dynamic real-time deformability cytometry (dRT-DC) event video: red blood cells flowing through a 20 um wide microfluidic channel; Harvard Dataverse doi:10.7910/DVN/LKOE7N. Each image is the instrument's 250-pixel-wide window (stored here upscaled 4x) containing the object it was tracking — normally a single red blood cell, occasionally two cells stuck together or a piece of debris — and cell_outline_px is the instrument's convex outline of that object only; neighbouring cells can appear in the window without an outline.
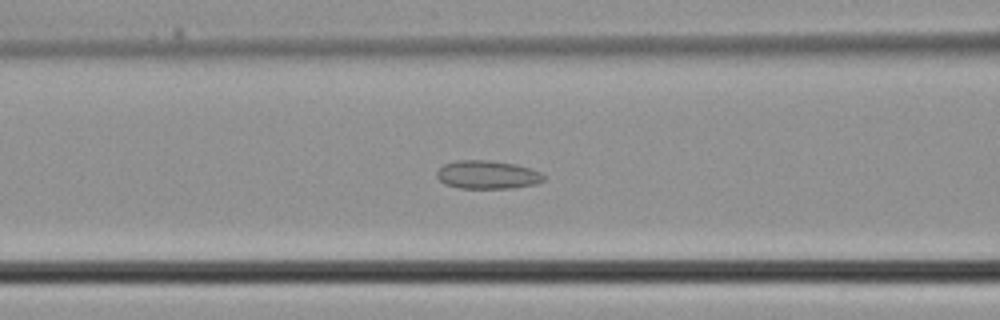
{"species": "common noctule bat (a hibernating species)", "species_latin": "Nyctalus noctula", "temperature_condition": "cold", "stored_images_in_passage": 32, "camera_frame_rate_fps": 3000, "um_per_image_px": 0.085, "animal": {"sex": "male", "body_mass_g": 21.5, "forearm_length_mm": 52.0}, "frame": {"image": 1, "passage_image": 12, "time_ms": 3.667, "image_size_px": [1000, 320], "cell_outline_px": [[544, 180], [536, 184], [512, 188], [460, 188], [444, 184], [436, 176], [436, 172], [444, 164], [456, 160], [488, 160], [516, 164], [540, 172], [544, 176]], "centroid_in_image_um": [41.41, 14.85], "position_along_channel_um": 125.2, "area_um2": 17.63}}
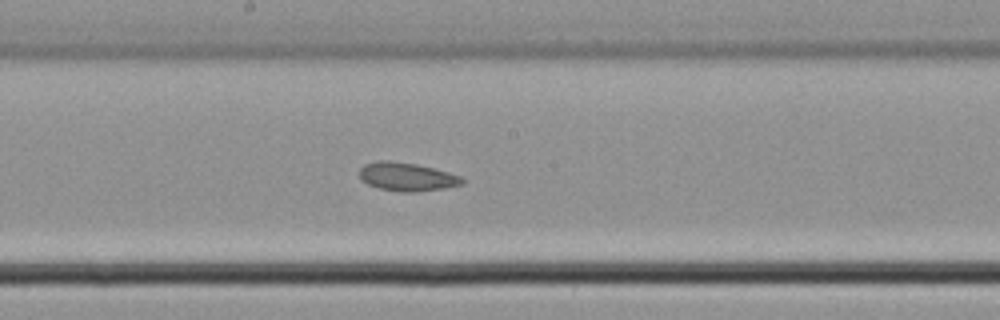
{"frame": {"image": 2, "passage_image": 17, "time_ms": 5.333, "image_size_px": [1000, 320], "cell_outline_px": [[464, 184], [444, 188], [416, 192], [400, 192], [380, 188], [368, 184], [360, 180], [360, 168], [364, 164], [376, 160], [388, 160], [416, 164], [448, 172], [460, 176], [464, 180]], "centroid_in_image_um": [34.56, 15.02], "position_along_channel_um": 213.6, "area_um2": 17.05}}
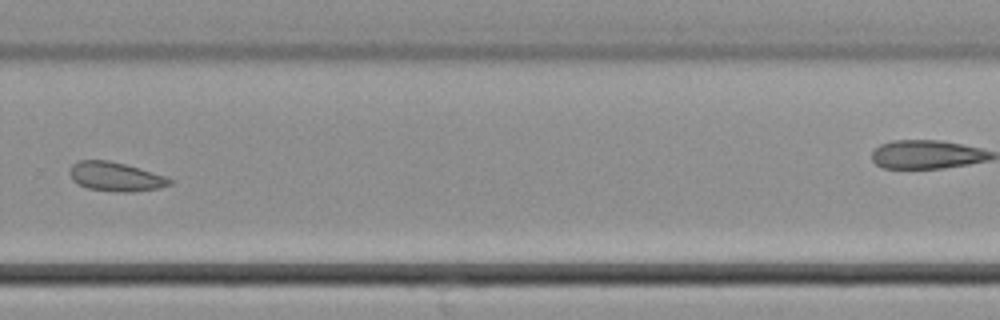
{"frame": {"image": 3, "passage_image": 23, "time_ms": 7.333, "image_size_px": [1000, 320], "cell_outline_px": [[172, 184], [156, 188], [132, 192], [116, 192], [88, 188], [72, 180], [68, 172], [72, 164], [80, 160], [108, 160], [124, 164], [152, 172], [164, 176], [172, 180]], "centroid_in_image_um": [9.78, 15.01], "position_along_channel_um": 320.0, "area_um2": 16.76}}